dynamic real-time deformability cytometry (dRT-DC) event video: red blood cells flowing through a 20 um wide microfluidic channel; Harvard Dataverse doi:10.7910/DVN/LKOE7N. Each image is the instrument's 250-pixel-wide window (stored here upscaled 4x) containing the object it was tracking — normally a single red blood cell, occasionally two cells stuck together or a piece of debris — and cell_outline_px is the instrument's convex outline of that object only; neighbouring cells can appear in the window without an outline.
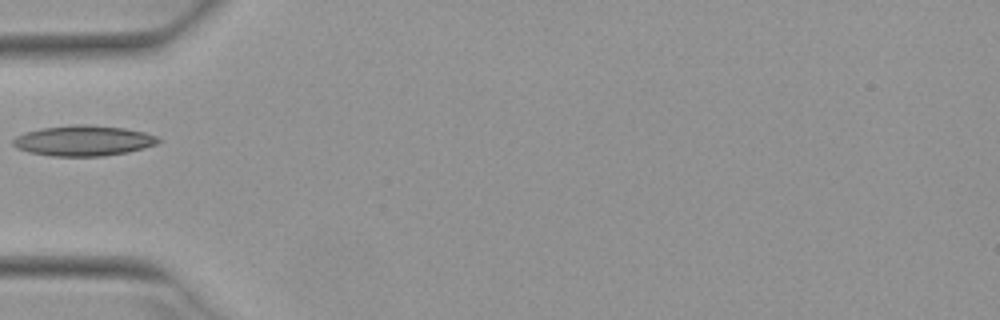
{"species": "Egyptian fruit bat (a non-hibernating species)", "species_latin": "Rousettus aegyptiacus", "temperature_condition": "warm", "stored_images_in_passage": 7, "camera_frame_rate_fps": 3000, "um_per_image_px": 0.085, "animal": {"sex": "female"}, "frame": {"image": 1, "passage_image": 1, "time_ms": 0.0, "image_size_px": [1000, 320], "cell_outline_px": [[160, 140], [156, 144], [144, 148], [128, 152], [104, 156], [52, 156], [28, 152], [16, 148], [12, 144], [12, 140], [16, 136], [24, 132], [44, 128], [76, 124], [88, 124], [124, 128], [144, 132], [156, 136]], "centroid_in_image_um": [7.07, 11.96], "position_along_channel_um": 77.9, "area_um2": 25.78}}
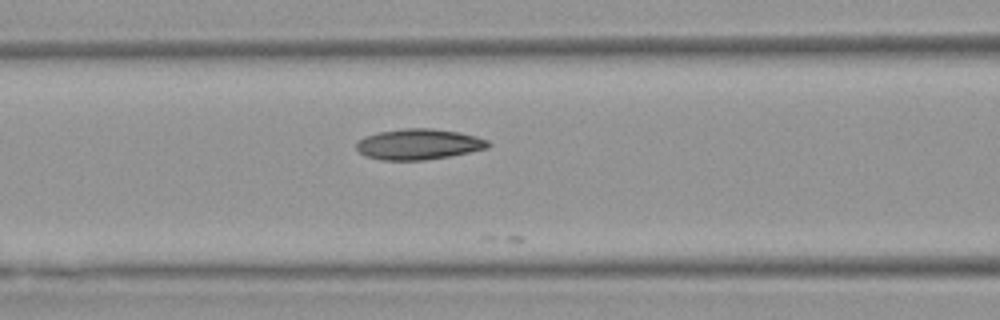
{"frame": {"image": 2, "passage_image": 5, "time_ms": 1.333, "image_size_px": [1000, 320], "cell_outline_px": [[492, 144], [488, 148], [448, 156], [424, 160], [380, 160], [364, 156], [356, 148], [356, 144], [364, 136], [380, 132], [404, 128], [432, 128], [460, 132], [476, 136], [488, 140]], "centroid_in_image_um": [35.59, 12.26], "position_along_channel_um": 131.0, "area_um2": 23.58}}